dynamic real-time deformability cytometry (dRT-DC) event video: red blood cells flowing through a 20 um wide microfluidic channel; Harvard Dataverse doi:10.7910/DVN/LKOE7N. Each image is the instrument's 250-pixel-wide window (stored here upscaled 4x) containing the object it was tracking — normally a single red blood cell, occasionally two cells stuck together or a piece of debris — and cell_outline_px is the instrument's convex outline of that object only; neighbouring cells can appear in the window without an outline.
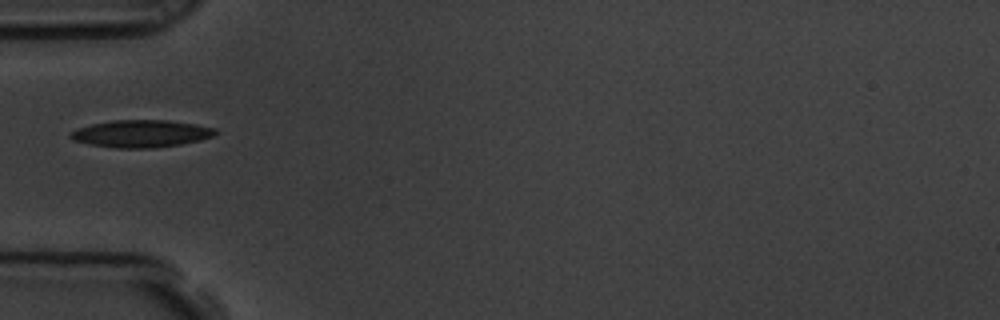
{"species": "common noctule bat (a hibernating species)", "species_latin": "Nyctalus noctula", "temperature_condition": "room temperature", "stored_images_in_passage": 1, "camera_frame_rate_fps": 3000, "um_per_image_px": 0.085, "animal": {"sex": "male", "body_mass_g": 19.5, "forearm_length_mm": 54.6}, "frame": {"image": 1, "passage_image": 1, "time_ms": 0.0, "image_size_px": [1000, 320], "cell_outline_px": [[220, 132], [212, 136], [200, 140], [180, 144], [152, 148], [116, 148], [88, 144], [72, 140], [68, 136], [72, 132], [80, 128], [92, 124], [112, 120], [168, 120], [196, 124], [216, 128]], "centroid_in_image_um": [12.02, 11.36], "position_along_channel_um": 73.0, "area_um2": 23.06}}